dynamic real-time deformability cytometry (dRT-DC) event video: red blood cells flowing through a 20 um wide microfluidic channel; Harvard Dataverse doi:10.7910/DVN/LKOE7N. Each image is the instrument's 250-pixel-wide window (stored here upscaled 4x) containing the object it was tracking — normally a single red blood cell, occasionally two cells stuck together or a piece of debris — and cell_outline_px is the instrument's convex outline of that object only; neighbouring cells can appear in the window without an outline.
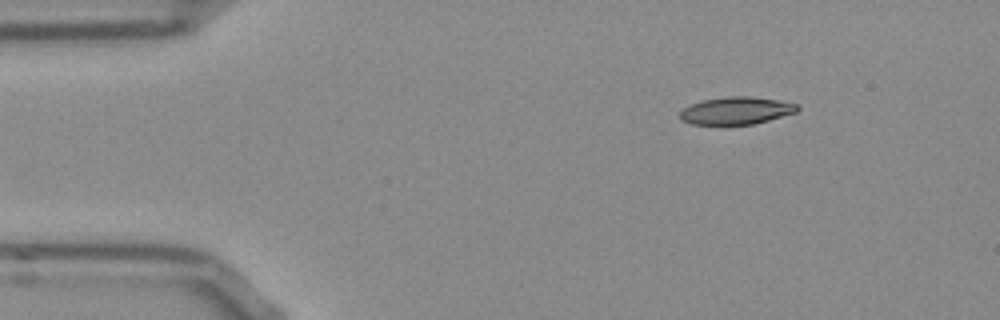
{"species": "Egyptian fruit bat (a non-hibernating species)", "species_latin": "Rousettus aegyptiacus", "temperature_condition": "room temperature", "stored_images_in_passage": 46, "camera_frame_rate_fps": 3000, "um_per_image_px": 0.085, "frame": {"image": 1, "passage_image": 1, "time_ms": 0.0, "image_size_px": [1000, 320], "cell_outline_px": [[800, 108], [796, 112], [768, 120], [752, 124], [692, 124], [680, 120], [680, 112], [684, 108], [692, 104], [704, 100], [728, 96], [748, 96], [776, 100], [796, 104]], "centroid_in_image_um": [62.56, 9.4], "position_along_channel_um": 22.4, "area_um2": 18.44}}
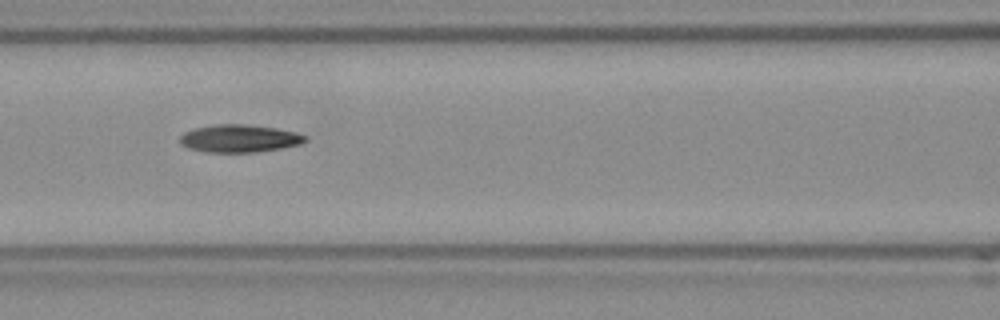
{"frame": {"image": 2, "passage_image": 16, "time_ms": 5.0, "image_size_px": [1000, 320], "cell_outline_px": [[308, 140], [300, 144], [280, 148], [256, 152], [204, 152], [188, 148], [180, 144], [180, 136], [184, 132], [192, 128], [216, 124], [244, 124], [276, 128], [296, 132], [308, 136]], "centroid_in_image_um": [20.33, 11.76], "position_along_channel_um": 146.3, "area_um2": 20.35}}
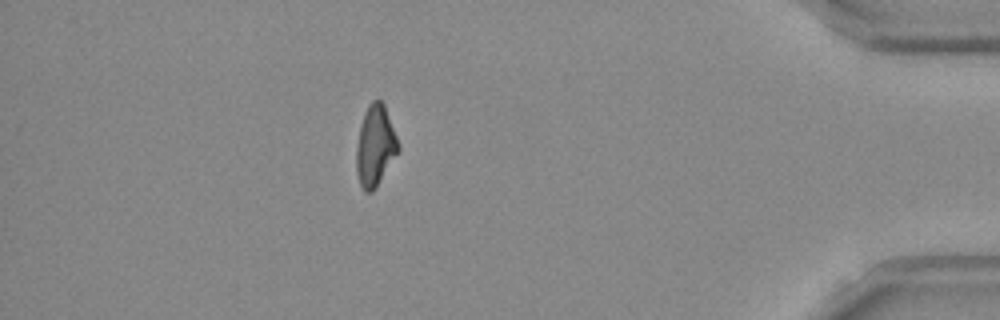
{"frame": {"image": 3, "passage_image": 40, "time_ms": 13.0, "image_size_px": [1000, 320], "cell_outline_px": [[400, 152], [376, 188], [372, 192], [364, 192], [360, 184], [356, 172], [356, 148], [360, 124], [364, 112], [368, 104], [372, 100], [380, 100], [384, 104], [400, 144]], "centroid_in_image_um": [31.91, 12.42], "position_along_channel_um": 403.3, "area_um2": 20.17}, "authors_computed_cell_mechanics": {"area_um2": 20.0277, "velocity_mm_per_s": 3.8386, "shape_relaxation_time_tau1_ms": null, "shape_relaxation_time_tau2_ms": 6.9145, "deformation_change_tau1": null, "deformation_change_tau2": 0.1494}}